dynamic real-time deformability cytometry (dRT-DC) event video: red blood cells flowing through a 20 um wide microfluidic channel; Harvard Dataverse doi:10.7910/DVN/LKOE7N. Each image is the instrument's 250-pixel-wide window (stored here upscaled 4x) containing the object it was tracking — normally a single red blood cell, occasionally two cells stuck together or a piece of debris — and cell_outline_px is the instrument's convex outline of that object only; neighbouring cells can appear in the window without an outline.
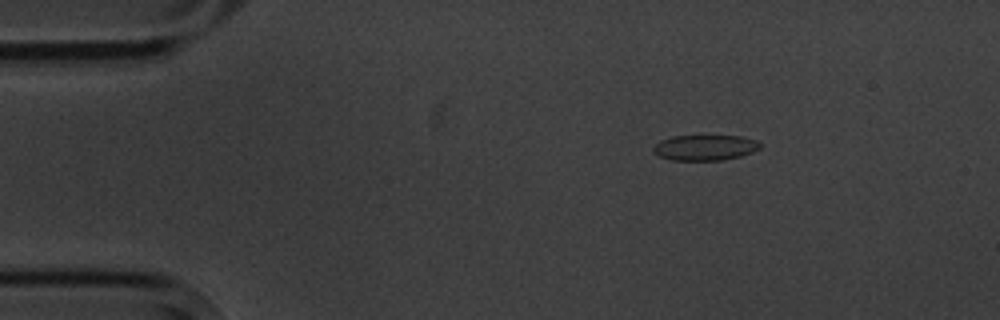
{"species": "common noctule bat (a hibernating species)", "species_latin": "Nyctalus noctula", "temperature_condition": "cold", "stored_images_in_passage": 5, "camera_frame_rate_fps": 3000, "um_per_image_px": 0.085, "animal": {"sex": "male", "body_mass_g": 20.1, "forearm_length_mm": 53.5}, "frame": {"image": 1, "passage_image": 2, "time_ms": 1.0, "image_size_px": [1000, 320], "cell_outline_px": [[760, 148], [752, 152], [740, 156], [720, 160], [672, 160], [660, 156], [652, 152], [652, 148], [660, 140], [672, 136], [740, 136], [756, 140], [760, 144]], "centroid_in_image_um": [59.89, 12.54], "position_along_channel_um": 25.1, "area_um2": 15.78}}
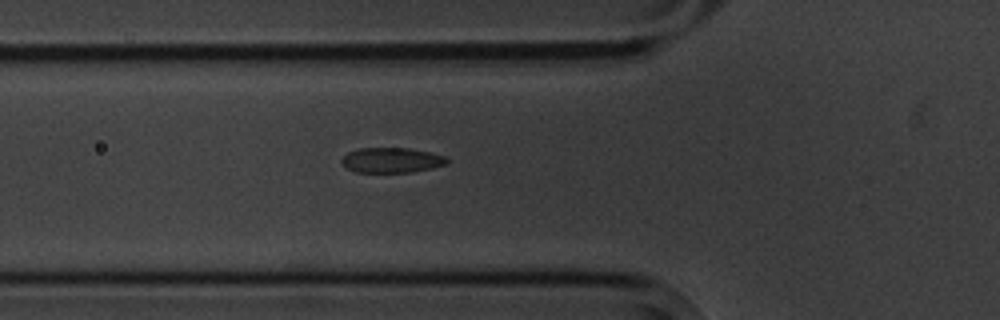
{"frame": {"image": 2, "passage_image": 5, "time_ms": 4.667, "image_size_px": [1000, 320], "cell_outline_px": [[448, 164], [432, 168], [412, 172], [356, 172], [348, 168], [340, 160], [348, 152], [356, 148], [408, 148], [432, 152], [444, 156], [448, 160]], "centroid_in_image_um": [33.31, 13.61], "position_along_channel_um": 92.5, "area_um2": 15.43}}